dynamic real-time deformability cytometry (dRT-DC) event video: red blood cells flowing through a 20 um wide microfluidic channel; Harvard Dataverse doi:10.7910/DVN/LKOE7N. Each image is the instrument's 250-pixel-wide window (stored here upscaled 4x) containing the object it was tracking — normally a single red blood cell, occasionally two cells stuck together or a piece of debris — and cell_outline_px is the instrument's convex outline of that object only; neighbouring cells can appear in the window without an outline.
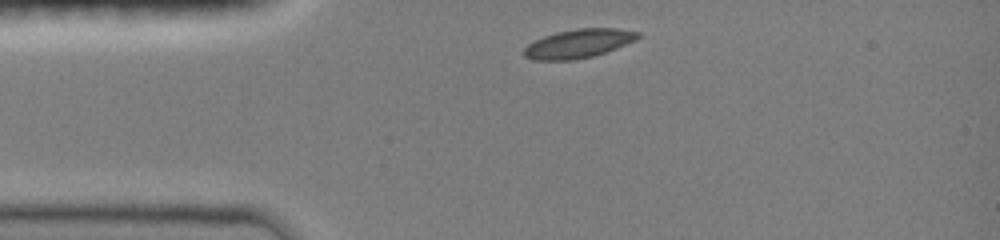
{"species": "common noctule bat (a hibernating species)", "species_latin": "Nyctalus noctula", "temperature_condition": "room temperature", "stored_images_in_passage": 13, "camera_frame_rate_fps": 3000, "um_per_image_px": 0.085, "animal": {"sex": "female", "body_mass_g": 19.0, "forearm_length_mm": 51.5}, "frame": {"image": 1, "passage_image": 1, "time_ms": 0.0, "image_size_px": [1000, 240], "cell_outline_px": [[640, 36], [636, 40], [616, 48], [592, 56], [572, 60], [532, 60], [524, 56], [524, 48], [528, 44], [544, 36], [556, 32], [576, 28], [616, 28], [640, 32]], "centroid_in_image_um": [49.17, 3.69], "position_along_channel_um": 35.8, "area_um2": 19.02}}
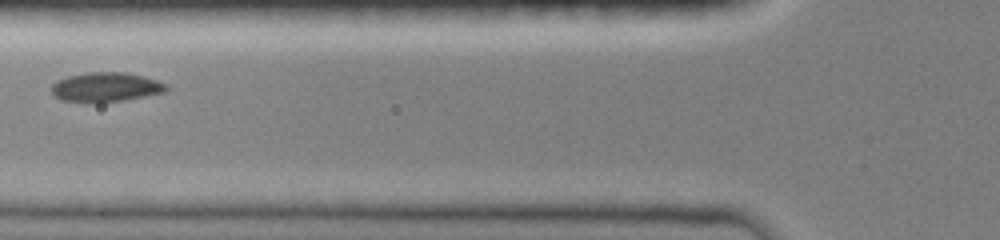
{"frame": {"image": 2, "passage_image": 6, "time_ms": 2.667, "image_size_px": [1000, 240], "cell_outline_px": [[168, 88], [164, 92], [124, 100], [60, 100], [52, 96], [52, 84], [56, 80], [68, 76], [88, 72], [124, 72], [144, 76], [168, 84]], "centroid_in_image_um": [9.0, 7.36], "position_along_channel_um": 116.8, "area_um2": 19.13}}
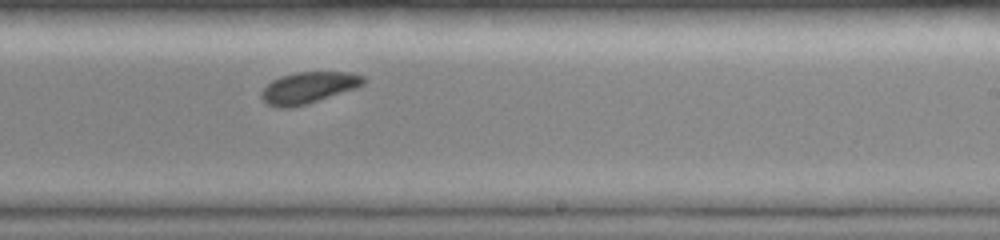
{"frame": {"image": 3, "passage_image": 13, "time_ms": 6.333, "image_size_px": [1000, 240], "cell_outline_px": [[364, 84], [356, 88], [292, 108], [276, 108], [268, 104], [260, 96], [260, 92], [272, 80], [280, 76], [296, 72], [352, 72], [364, 76]], "centroid_in_image_um": [26.19, 7.45], "position_along_channel_um": 262.8, "area_um2": 18.61}}